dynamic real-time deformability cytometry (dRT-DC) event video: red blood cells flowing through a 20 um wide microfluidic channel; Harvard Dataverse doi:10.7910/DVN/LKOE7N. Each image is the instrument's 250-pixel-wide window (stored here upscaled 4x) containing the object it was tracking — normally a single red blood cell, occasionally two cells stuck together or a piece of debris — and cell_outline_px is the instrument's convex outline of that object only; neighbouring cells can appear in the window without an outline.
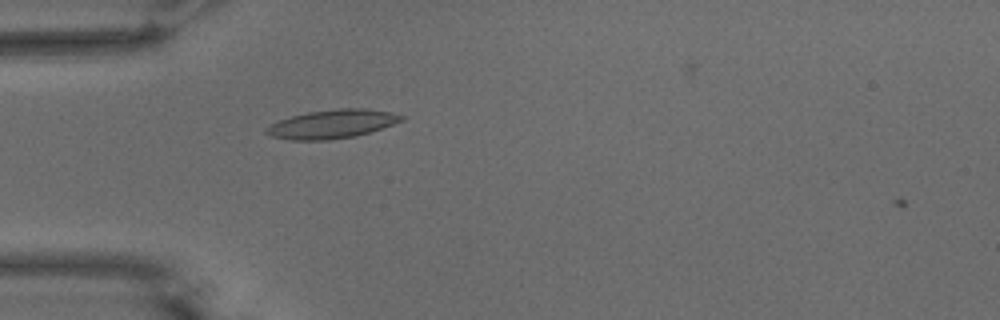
{"species": "common noctule bat (a hibernating species)", "species_latin": "Nyctalus noctula", "temperature_condition": "warm", "stored_images_in_passage": 3, "camera_frame_rate_fps": 3000, "um_per_image_px": 0.085, "animal": {"sex": "male", "body_mass_g": 15.6}, "frame": {"image": 1, "passage_image": 2, "time_ms": 0.333, "image_size_px": [1000, 320], "cell_outline_px": [[404, 120], [356, 136], [328, 140], [292, 140], [272, 136], [264, 132], [264, 128], [280, 120], [292, 116], [308, 112], [336, 108], [368, 108], [392, 112], [404, 116]], "centroid_in_image_um": [28.23, 10.53], "position_along_channel_um": 56.8, "area_um2": 22.48}}